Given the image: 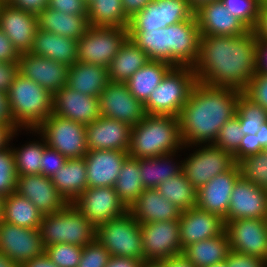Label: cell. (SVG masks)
I'll return each instance as SVG.
<instances>
[{"instance_id": "f907efd6", "label": "cell", "mask_w": 267, "mask_h": 267, "mask_svg": "<svg viewBox=\"0 0 267 267\" xmlns=\"http://www.w3.org/2000/svg\"><path fill=\"white\" fill-rule=\"evenodd\" d=\"M242 93L267 112V73L256 72Z\"/></svg>"}, {"instance_id": "74e56055", "label": "cell", "mask_w": 267, "mask_h": 267, "mask_svg": "<svg viewBox=\"0 0 267 267\" xmlns=\"http://www.w3.org/2000/svg\"><path fill=\"white\" fill-rule=\"evenodd\" d=\"M128 35L146 53L149 60L171 64L169 26L153 30H128Z\"/></svg>"}, {"instance_id": "2a66077c", "label": "cell", "mask_w": 267, "mask_h": 267, "mask_svg": "<svg viewBox=\"0 0 267 267\" xmlns=\"http://www.w3.org/2000/svg\"><path fill=\"white\" fill-rule=\"evenodd\" d=\"M11 0H0V3H9Z\"/></svg>"}, {"instance_id": "f5cc1de1", "label": "cell", "mask_w": 267, "mask_h": 267, "mask_svg": "<svg viewBox=\"0 0 267 267\" xmlns=\"http://www.w3.org/2000/svg\"><path fill=\"white\" fill-rule=\"evenodd\" d=\"M225 261L227 267H267L265 259L232 250Z\"/></svg>"}, {"instance_id": "e575fe53", "label": "cell", "mask_w": 267, "mask_h": 267, "mask_svg": "<svg viewBox=\"0 0 267 267\" xmlns=\"http://www.w3.org/2000/svg\"><path fill=\"white\" fill-rule=\"evenodd\" d=\"M43 213L26 197L12 192L3 197L1 220L19 227L39 229Z\"/></svg>"}, {"instance_id": "11e5206c", "label": "cell", "mask_w": 267, "mask_h": 267, "mask_svg": "<svg viewBox=\"0 0 267 267\" xmlns=\"http://www.w3.org/2000/svg\"><path fill=\"white\" fill-rule=\"evenodd\" d=\"M3 197L0 195V219L2 215Z\"/></svg>"}, {"instance_id": "836d02e7", "label": "cell", "mask_w": 267, "mask_h": 267, "mask_svg": "<svg viewBox=\"0 0 267 267\" xmlns=\"http://www.w3.org/2000/svg\"><path fill=\"white\" fill-rule=\"evenodd\" d=\"M231 252L226 232L185 247L182 255L195 267H209L228 258Z\"/></svg>"}, {"instance_id": "91938a15", "label": "cell", "mask_w": 267, "mask_h": 267, "mask_svg": "<svg viewBox=\"0 0 267 267\" xmlns=\"http://www.w3.org/2000/svg\"><path fill=\"white\" fill-rule=\"evenodd\" d=\"M257 39L267 41V1L262 0L257 24L253 29Z\"/></svg>"}, {"instance_id": "6f0895ef", "label": "cell", "mask_w": 267, "mask_h": 267, "mask_svg": "<svg viewBox=\"0 0 267 267\" xmlns=\"http://www.w3.org/2000/svg\"><path fill=\"white\" fill-rule=\"evenodd\" d=\"M20 53L12 45L10 39L0 29V62H17L20 59Z\"/></svg>"}, {"instance_id": "681fc988", "label": "cell", "mask_w": 267, "mask_h": 267, "mask_svg": "<svg viewBox=\"0 0 267 267\" xmlns=\"http://www.w3.org/2000/svg\"><path fill=\"white\" fill-rule=\"evenodd\" d=\"M110 257L108 250L95 239L83 247L77 267H105Z\"/></svg>"}, {"instance_id": "ffe728a7", "label": "cell", "mask_w": 267, "mask_h": 267, "mask_svg": "<svg viewBox=\"0 0 267 267\" xmlns=\"http://www.w3.org/2000/svg\"><path fill=\"white\" fill-rule=\"evenodd\" d=\"M19 73L54 95L67 85L68 66L45 57L22 53L18 61Z\"/></svg>"}, {"instance_id": "003e7915", "label": "cell", "mask_w": 267, "mask_h": 267, "mask_svg": "<svg viewBox=\"0 0 267 267\" xmlns=\"http://www.w3.org/2000/svg\"><path fill=\"white\" fill-rule=\"evenodd\" d=\"M0 123L13 124L8 108L7 94L0 91Z\"/></svg>"}, {"instance_id": "680465c9", "label": "cell", "mask_w": 267, "mask_h": 267, "mask_svg": "<svg viewBox=\"0 0 267 267\" xmlns=\"http://www.w3.org/2000/svg\"><path fill=\"white\" fill-rule=\"evenodd\" d=\"M9 3L14 8L28 11L36 15L48 7V0H11Z\"/></svg>"}, {"instance_id": "9a60e30c", "label": "cell", "mask_w": 267, "mask_h": 267, "mask_svg": "<svg viewBox=\"0 0 267 267\" xmlns=\"http://www.w3.org/2000/svg\"><path fill=\"white\" fill-rule=\"evenodd\" d=\"M230 249L267 260V219L243 218L225 222Z\"/></svg>"}, {"instance_id": "f35d334b", "label": "cell", "mask_w": 267, "mask_h": 267, "mask_svg": "<svg viewBox=\"0 0 267 267\" xmlns=\"http://www.w3.org/2000/svg\"><path fill=\"white\" fill-rule=\"evenodd\" d=\"M87 16L92 26L128 28L130 21L122 0H92L87 5Z\"/></svg>"}, {"instance_id": "7dc6e473", "label": "cell", "mask_w": 267, "mask_h": 267, "mask_svg": "<svg viewBox=\"0 0 267 267\" xmlns=\"http://www.w3.org/2000/svg\"><path fill=\"white\" fill-rule=\"evenodd\" d=\"M83 247L69 243H56L45 247V253L59 267H77Z\"/></svg>"}, {"instance_id": "be15d7a7", "label": "cell", "mask_w": 267, "mask_h": 267, "mask_svg": "<svg viewBox=\"0 0 267 267\" xmlns=\"http://www.w3.org/2000/svg\"><path fill=\"white\" fill-rule=\"evenodd\" d=\"M152 0H122V6L125 14L132 18L137 12H140Z\"/></svg>"}, {"instance_id": "03108f58", "label": "cell", "mask_w": 267, "mask_h": 267, "mask_svg": "<svg viewBox=\"0 0 267 267\" xmlns=\"http://www.w3.org/2000/svg\"><path fill=\"white\" fill-rule=\"evenodd\" d=\"M19 267H59L57 266L49 256L44 252L40 256H36L27 262H24Z\"/></svg>"}, {"instance_id": "6da1fadb", "label": "cell", "mask_w": 267, "mask_h": 267, "mask_svg": "<svg viewBox=\"0 0 267 267\" xmlns=\"http://www.w3.org/2000/svg\"><path fill=\"white\" fill-rule=\"evenodd\" d=\"M257 43L253 30L240 36H200L196 80L243 92L257 72Z\"/></svg>"}, {"instance_id": "9c48e42d", "label": "cell", "mask_w": 267, "mask_h": 267, "mask_svg": "<svg viewBox=\"0 0 267 267\" xmlns=\"http://www.w3.org/2000/svg\"><path fill=\"white\" fill-rule=\"evenodd\" d=\"M128 37V28L90 25L77 41V61L108 67Z\"/></svg>"}, {"instance_id": "7c38bea8", "label": "cell", "mask_w": 267, "mask_h": 267, "mask_svg": "<svg viewBox=\"0 0 267 267\" xmlns=\"http://www.w3.org/2000/svg\"><path fill=\"white\" fill-rule=\"evenodd\" d=\"M194 10L188 0H152L130 18L128 30H153L189 20Z\"/></svg>"}, {"instance_id": "4dcf8cb0", "label": "cell", "mask_w": 267, "mask_h": 267, "mask_svg": "<svg viewBox=\"0 0 267 267\" xmlns=\"http://www.w3.org/2000/svg\"><path fill=\"white\" fill-rule=\"evenodd\" d=\"M38 29L79 40L89 28L88 16L66 14L50 8H45L37 14Z\"/></svg>"}, {"instance_id": "f1b7e54d", "label": "cell", "mask_w": 267, "mask_h": 267, "mask_svg": "<svg viewBox=\"0 0 267 267\" xmlns=\"http://www.w3.org/2000/svg\"><path fill=\"white\" fill-rule=\"evenodd\" d=\"M77 51V40L37 29L30 53L69 67L77 62Z\"/></svg>"}, {"instance_id": "52a82bcc", "label": "cell", "mask_w": 267, "mask_h": 267, "mask_svg": "<svg viewBox=\"0 0 267 267\" xmlns=\"http://www.w3.org/2000/svg\"><path fill=\"white\" fill-rule=\"evenodd\" d=\"M96 239L108 250L110 256L146 261L140 224L129 211L97 226Z\"/></svg>"}, {"instance_id": "2e32d148", "label": "cell", "mask_w": 267, "mask_h": 267, "mask_svg": "<svg viewBox=\"0 0 267 267\" xmlns=\"http://www.w3.org/2000/svg\"><path fill=\"white\" fill-rule=\"evenodd\" d=\"M0 252L18 266L45 252L39 229L19 227L0 219Z\"/></svg>"}, {"instance_id": "f6af8a7d", "label": "cell", "mask_w": 267, "mask_h": 267, "mask_svg": "<svg viewBox=\"0 0 267 267\" xmlns=\"http://www.w3.org/2000/svg\"><path fill=\"white\" fill-rule=\"evenodd\" d=\"M17 172L12 146L0 150V195L6 197L16 190Z\"/></svg>"}, {"instance_id": "d4e9b609", "label": "cell", "mask_w": 267, "mask_h": 267, "mask_svg": "<svg viewBox=\"0 0 267 267\" xmlns=\"http://www.w3.org/2000/svg\"><path fill=\"white\" fill-rule=\"evenodd\" d=\"M15 192L30 200L44 215L57 213L68 204L51 178L41 174L18 176Z\"/></svg>"}, {"instance_id": "bcb514c9", "label": "cell", "mask_w": 267, "mask_h": 267, "mask_svg": "<svg viewBox=\"0 0 267 267\" xmlns=\"http://www.w3.org/2000/svg\"><path fill=\"white\" fill-rule=\"evenodd\" d=\"M226 9L250 30L257 24L262 0H221Z\"/></svg>"}, {"instance_id": "753ad0ef", "label": "cell", "mask_w": 267, "mask_h": 267, "mask_svg": "<svg viewBox=\"0 0 267 267\" xmlns=\"http://www.w3.org/2000/svg\"><path fill=\"white\" fill-rule=\"evenodd\" d=\"M142 267H166L162 261H144Z\"/></svg>"}, {"instance_id": "b9f144b4", "label": "cell", "mask_w": 267, "mask_h": 267, "mask_svg": "<svg viewBox=\"0 0 267 267\" xmlns=\"http://www.w3.org/2000/svg\"><path fill=\"white\" fill-rule=\"evenodd\" d=\"M39 141H30L20 148H12L15 157V166L18 176L23 175H39L40 163L42 162V154L47 146L44 138ZM42 141V142H41Z\"/></svg>"}, {"instance_id": "7a4b0ae2", "label": "cell", "mask_w": 267, "mask_h": 267, "mask_svg": "<svg viewBox=\"0 0 267 267\" xmlns=\"http://www.w3.org/2000/svg\"><path fill=\"white\" fill-rule=\"evenodd\" d=\"M241 93L197 81L178 116L183 146L213 144L220 129L235 116Z\"/></svg>"}, {"instance_id": "34e18365", "label": "cell", "mask_w": 267, "mask_h": 267, "mask_svg": "<svg viewBox=\"0 0 267 267\" xmlns=\"http://www.w3.org/2000/svg\"><path fill=\"white\" fill-rule=\"evenodd\" d=\"M209 267H227L226 261L210 265Z\"/></svg>"}, {"instance_id": "9f6ffc18", "label": "cell", "mask_w": 267, "mask_h": 267, "mask_svg": "<svg viewBox=\"0 0 267 267\" xmlns=\"http://www.w3.org/2000/svg\"><path fill=\"white\" fill-rule=\"evenodd\" d=\"M19 73L17 62H0V91L7 94L12 82Z\"/></svg>"}, {"instance_id": "484cf974", "label": "cell", "mask_w": 267, "mask_h": 267, "mask_svg": "<svg viewBox=\"0 0 267 267\" xmlns=\"http://www.w3.org/2000/svg\"><path fill=\"white\" fill-rule=\"evenodd\" d=\"M200 30L195 15L176 24L169 25V51L172 66L192 67L199 54Z\"/></svg>"}, {"instance_id": "89a4df30", "label": "cell", "mask_w": 267, "mask_h": 267, "mask_svg": "<svg viewBox=\"0 0 267 267\" xmlns=\"http://www.w3.org/2000/svg\"><path fill=\"white\" fill-rule=\"evenodd\" d=\"M256 135L260 145L265 149L267 147V120L262 123Z\"/></svg>"}, {"instance_id": "3957f363", "label": "cell", "mask_w": 267, "mask_h": 267, "mask_svg": "<svg viewBox=\"0 0 267 267\" xmlns=\"http://www.w3.org/2000/svg\"><path fill=\"white\" fill-rule=\"evenodd\" d=\"M177 116L146 115L131 128L127 151L132 158H150L184 149Z\"/></svg>"}, {"instance_id": "d6a6232c", "label": "cell", "mask_w": 267, "mask_h": 267, "mask_svg": "<svg viewBox=\"0 0 267 267\" xmlns=\"http://www.w3.org/2000/svg\"><path fill=\"white\" fill-rule=\"evenodd\" d=\"M149 61L146 53L128 37L107 67L109 81L126 83Z\"/></svg>"}, {"instance_id": "8fae6325", "label": "cell", "mask_w": 267, "mask_h": 267, "mask_svg": "<svg viewBox=\"0 0 267 267\" xmlns=\"http://www.w3.org/2000/svg\"><path fill=\"white\" fill-rule=\"evenodd\" d=\"M144 258L163 261L182 255L179 219L140 224Z\"/></svg>"}, {"instance_id": "30bf717a", "label": "cell", "mask_w": 267, "mask_h": 267, "mask_svg": "<svg viewBox=\"0 0 267 267\" xmlns=\"http://www.w3.org/2000/svg\"><path fill=\"white\" fill-rule=\"evenodd\" d=\"M195 146L201 147L183 160L182 172L198 190L216 175L228 171L235 161L231 153L214 144Z\"/></svg>"}, {"instance_id": "db71d44e", "label": "cell", "mask_w": 267, "mask_h": 267, "mask_svg": "<svg viewBox=\"0 0 267 267\" xmlns=\"http://www.w3.org/2000/svg\"><path fill=\"white\" fill-rule=\"evenodd\" d=\"M48 8L66 14L87 15V4L83 0H48Z\"/></svg>"}, {"instance_id": "60d3db41", "label": "cell", "mask_w": 267, "mask_h": 267, "mask_svg": "<svg viewBox=\"0 0 267 267\" xmlns=\"http://www.w3.org/2000/svg\"><path fill=\"white\" fill-rule=\"evenodd\" d=\"M156 190L181 211L196 207L197 189L186 179L183 172L163 181Z\"/></svg>"}, {"instance_id": "8c879c8a", "label": "cell", "mask_w": 267, "mask_h": 267, "mask_svg": "<svg viewBox=\"0 0 267 267\" xmlns=\"http://www.w3.org/2000/svg\"><path fill=\"white\" fill-rule=\"evenodd\" d=\"M213 1H219V0H188L190 6L194 11L198 9L200 6Z\"/></svg>"}, {"instance_id": "ac0fdd59", "label": "cell", "mask_w": 267, "mask_h": 267, "mask_svg": "<svg viewBox=\"0 0 267 267\" xmlns=\"http://www.w3.org/2000/svg\"><path fill=\"white\" fill-rule=\"evenodd\" d=\"M0 29L20 54L28 53L38 29L37 15L14 8L10 3H0Z\"/></svg>"}, {"instance_id": "5b68a950", "label": "cell", "mask_w": 267, "mask_h": 267, "mask_svg": "<svg viewBox=\"0 0 267 267\" xmlns=\"http://www.w3.org/2000/svg\"><path fill=\"white\" fill-rule=\"evenodd\" d=\"M39 231L44 247L56 243L84 247L96 239V227L72 203L43 215Z\"/></svg>"}, {"instance_id": "cb8c5ba5", "label": "cell", "mask_w": 267, "mask_h": 267, "mask_svg": "<svg viewBox=\"0 0 267 267\" xmlns=\"http://www.w3.org/2000/svg\"><path fill=\"white\" fill-rule=\"evenodd\" d=\"M182 250L192 243L216 237L225 232L224 219L198 207L181 212L179 217Z\"/></svg>"}, {"instance_id": "2644e50d", "label": "cell", "mask_w": 267, "mask_h": 267, "mask_svg": "<svg viewBox=\"0 0 267 267\" xmlns=\"http://www.w3.org/2000/svg\"><path fill=\"white\" fill-rule=\"evenodd\" d=\"M0 267H19L14 261L0 252Z\"/></svg>"}, {"instance_id": "8d00e7d4", "label": "cell", "mask_w": 267, "mask_h": 267, "mask_svg": "<svg viewBox=\"0 0 267 267\" xmlns=\"http://www.w3.org/2000/svg\"><path fill=\"white\" fill-rule=\"evenodd\" d=\"M176 153L178 152L139 159L140 176L144 189L156 188L168 178L182 173L183 161H180L179 164L173 162Z\"/></svg>"}, {"instance_id": "94428289", "label": "cell", "mask_w": 267, "mask_h": 267, "mask_svg": "<svg viewBox=\"0 0 267 267\" xmlns=\"http://www.w3.org/2000/svg\"><path fill=\"white\" fill-rule=\"evenodd\" d=\"M143 262L135 258L111 256L105 267H142Z\"/></svg>"}, {"instance_id": "7402d4cb", "label": "cell", "mask_w": 267, "mask_h": 267, "mask_svg": "<svg viewBox=\"0 0 267 267\" xmlns=\"http://www.w3.org/2000/svg\"><path fill=\"white\" fill-rule=\"evenodd\" d=\"M52 114L87 125L101 117L99 99L65 85L53 95Z\"/></svg>"}, {"instance_id": "277c9868", "label": "cell", "mask_w": 267, "mask_h": 267, "mask_svg": "<svg viewBox=\"0 0 267 267\" xmlns=\"http://www.w3.org/2000/svg\"><path fill=\"white\" fill-rule=\"evenodd\" d=\"M7 101L12 123L19 131L35 130L53 112V95L20 73L8 90Z\"/></svg>"}, {"instance_id": "c3c4849f", "label": "cell", "mask_w": 267, "mask_h": 267, "mask_svg": "<svg viewBox=\"0 0 267 267\" xmlns=\"http://www.w3.org/2000/svg\"><path fill=\"white\" fill-rule=\"evenodd\" d=\"M243 136L244 133L241 130L239 119L234 116L220 129L213 144L233 155L238 150Z\"/></svg>"}, {"instance_id": "7bdbcfd3", "label": "cell", "mask_w": 267, "mask_h": 267, "mask_svg": "<svg viewBox=\"0 0 267 267\" xmlns=\"http://www.w3.org/2000/svg\"><path fill=\"white\" fill-rule=\"evenodd\" d=\"M235 116L239 119L244 135H255L262 123L267 120L265 109L252 102L243 93L239 96Z\"/></svg>"}, {"instance_id": "11a10c76", "label": "cell", "mask_w": 267, "mask_h": 267, "mask_svg": "<svg viewBox=\"0 0 267 267\" xmlns=\"http://www.w3.org/2000/svg\"><path fill=\"white\" fill-rule=\"evenodd\" d=\"M263 147L260 145L257 135H244L241 139L238 150L233 154L235 163H238L244 157L256 154L263 151Z\"/></svg>"}, {"instance_id": "ab89813d", "label": "cell", "mask_w": 267, "mask_h": 267, "mask_svg": "<svg viewBox=\"0 0 267 267\" xmlns=\"http://www.w3.org/2000/svg\"><path fill=\"white\" fill-rule=\"evenodd\" d=\"M140 175L139 159L128 156L122 164L114 185L120 200L128 209L144 190Z\"/></svg>"}, {"instance_id": "b9fcfbb0", "label": "cell", "mask_w": 267, "mask_h": 267, "mask_svg": "<svg viewBox=\"0 0 267 267\" xmlns=\"http://www.w3.org/2000/svg\"><path fill=\"white\" fill-rule=\"evenodd\" d=\"M87 5L92 1V0H83Z\"/></svg>"}, {"instance_id": "e7e4bbea", "label": "cell", "mask_w": 267, "mask_h": 267, "mask_svg": "<svg viewBox=\"0 0 267 267\" xmlns=\"http://www.w3.org/2000/svg\"><path fill=\"white\" fill-rule=\"evenodd\" d=\"M16 132H18V129L14 126V124L0 123V150L10 145L9 141L18 134Z\"/></svg>"}, {"instance_id": "83f0119b", "label": "cell", "mask_w": 267, "mask_h": 267, "mask_svg": "<svg viewBox=\"0 0 267 267\" xmlns=\"http://www.w3.org/2000/svg\"><path fill=\"white\" fill-rule=\"evenodd\" d=\"M128 211L139 224L177 220L182 212L156 188L144 189Z\"/></svg>"}, {"instance_id": "ee69618b", "label": "cell", "mask_w": 267, "mask_h": 267, "mask_svg": "<svg viewBox=\"0 0 267 267\" xmlns=\"http://www.w3.org/2000/svg\"><path fill=\"white\" fill-rule=\"evenodd\" d=\"M237 164L241 177L245 181L267 189V152L265 150L244 157Z\"/></svg>"}, {"instance_id": "4fadbf2b", "label": "cell", "mask_w": 267, "mask_h": 267, "mask_svg": "<svg viewBox=\"0 0 267 267\" xmlns=\"http://www.w3.org/2000/svg\"><path fill=\"white\" fill-rule=\"evenodd\" d=\"M72 204L95 227L128 212L114 187H87Z\"/></svg>"}, {"instance_id": "44dd1931", "label": "cell", "mask_w": 267, "mask_h": 267, "mask_svg": "<svg viewBox=\"0 0 267 267\" xmlns=\"http://www.w3.org/2000/svg\"><path fill=\"white\" fill-rule=\"evenodd\" d=\"M200 36H240L250 29L219 1L200 6L194 12Z\"/></svg>"}, {"instance_id": "816d5d0a", "label": "cell", "mask_w": 267, "mask_h": 267, "mask_svg": "<svg viewBox=\"0 0 267 267\" xmlns=\"http://www.w3.org/2000/svg\"><path fill=\"white\" fill-rule=\"evenodd\" d=\"M40 163V174L51 178L66 162L67 158L57 150L46 146Z\"/></svg>"}, {"instance_id": "8992f818", "label": "cell", "mask_w": 267, "mask_h": 267, "mask_svg": "<svg viewBox=\"0 0 267 267\" xmlns=\"http://www.w3.org/2000/svg\"><path fill=\"white\" fill-rule=\"evenodd\" d=\"M196 82L192 67L173 66L144 103L146 114L178 117Z\"/></svg>"}, {"instance_id": "d6986e66", "label": "cell", "mask_w": 267, "mask_h": 267, "mask_svg": "<svg viewBox=\"0 0 267 267\" xmlns=\"http://www.w3.org/2000/svg\"><path fill=\"white\" fill-rule=\"evenodd\" d=\"M241 177L240 168L235 163L228 171L216 175L197 190L196 207L223 219L227 216L230 196L234 184Z\"/></svg>"}, {"instance_id": "6125c7cd", "label": "cell", "mask_w": 267, "mask_h": 267, "mask_svg": "<svg viewBox=\"0 0 267 267\" xmlns=\"http://www.w3.org/2000/svg\"><path fill=\"white\" fill-rule=\"evenodd\" d=\"M257 72L267 73V41L258 39L257 43Z\"/></svg>"}, {"instance_id": "a7ac6f4b", "label": "cell", "mask_w": 267, "mask_h": 267, "mask_svg": "<svg viewBox=\"0 0 267 267\" xmlns=\"http://www.w3.org/2000/svg\"><path fill=\"white\" fill-rule=\"evenodd\" d=\"M166 267H195L183 255L169 258L162 261Z\"/></svg>"}, {"instance_id": "e0dca14e", "label": "cell", "mask_w": 267, "mask_h": 267, "mask_svg": "<svg viewBox=\"0 0 267 267\" xmlns=\"http://www.w3.org/2000/svg\"><path fill=\"white\" fill-rule=\"evenodd\" d=\"M267 219V189L240 177L230 196L225 222L243 219Z\"/></svg>"}, {"instance_id": "d590c367", "label": "cell", "mask_w": 267, "mask_h": 267, "mask_svg": "<svg viewBox=\"0 0 267 267\" xmlns=\"http://www.w3.org/2000/svg\"><path fill=\"white\" fill-rule=\"evenodd\" d=\"M172 67L171 64L164 61L150 60L133 74L125 84L129 92L144 104Z\"/></svg>"}, {"instance_id": "4316f807", "label": "cell", "mask_w": 267, "mask_h": 267, "mask_svg": "<svg viewBox=\"0 0 267 267\" xmlns=\"http://www.w3.org/2000/svg\"><path fill=\"white\" fill-rule=\"evenodd\" d=\"M127 152L88 150L84 156L88 187H114Z\"/></svg>"}, {"instance_id": "1f68e13d", "label": "cell", "mask_w": 267, "mask_h": 267, "mask_svg": "<svg viewBox=\"0 0 267 267\" xmlns=\"http://www.w3.org/2000/svg\"><path fill=\"white\" fill-rule=\"evenodd\" d=\"M57 191L72 203L88 187L85 159H67L51 177Z\"/></svg>"}, {"instance_id": "ba28073f", "label": "cell", "mask_w": 267, "mask_h": 267, "mask_svg": "<svg viewBox=\"0 0 267 267\" xmlns=\"http://www.w3.org/2000/svg\"><path fill=\"white\" fill-rule=\"evenodd\" d=\"M48 147L53 148L67 159L83 158L88 153L86 125L57 115H51L35 130Z\"/></svg>"}, {"instance_id": "5bb4252c", "label": "cell", "mask_w": 267, "mask_h": 267, "mask_svg": "<svg viewBox=\"0 0 267 267\" xmlns=\"http://www.w3.org/2000/svg\"><path fill=\"white\" fill-rule=\"evenodd\" d=\"M98 99L101 116L131 127L139 124L147 115L144 104L129 92L125 83L109 82Z\"/></svg>"}, {"instance_id": "f546056e", "label": "cell", "mask_w": 267, "mask_h": 267, "mask_svg": "<svg viewBox=\"0 0 267 267\" xmlns=\"http://www.w3.org/2000/svg\"><path fill=\"white\" fill-rule=\"evenodd\" d=\"M109 82L107 67L77 61L68 68L67 86L79 93L99 98Z\"/></svg>"}, {"instance_id": "603a6c76", "label": "cell", "mask_w": 267, "mask_h": 267, "mask_svg": "<svg viewBox=\"0 0 267 267\" xmlns=\"http://www.w3.org/2000/svg\"><path fill=\"white\" fill-rule=\"evenodd\" d=\"M131 126L124 122L101 116L86 125L88 150H118L127 152Z\"/></svg>"}]
</instances>
